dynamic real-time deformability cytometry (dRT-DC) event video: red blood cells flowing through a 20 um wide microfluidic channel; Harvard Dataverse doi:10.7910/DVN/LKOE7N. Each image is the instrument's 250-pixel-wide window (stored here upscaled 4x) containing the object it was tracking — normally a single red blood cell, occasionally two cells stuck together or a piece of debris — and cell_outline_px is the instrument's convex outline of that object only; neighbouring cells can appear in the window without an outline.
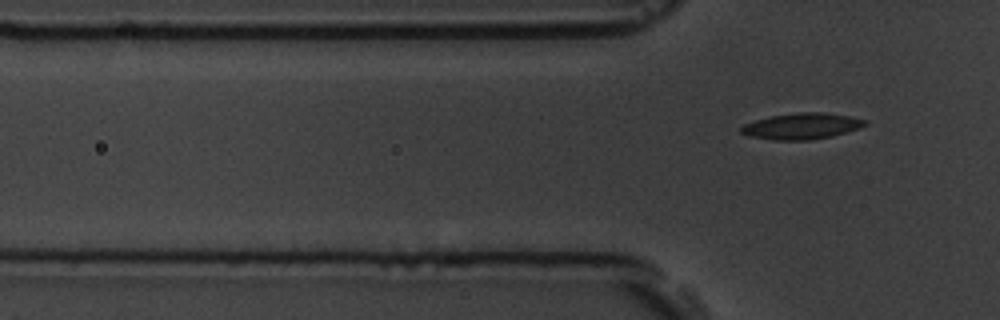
{"species": "common noctule bat (a hibernating species)", "species_latin": "Nyctalus noctula", "temperature_condition": "room temperature", "stored_images_in_passage": 7, "segment_of_instrument_passage": [2, 2], "camera_frame_rate_fps": 3000, "um_per_image_px": 0.085, "animal": {"sex": "male", "body_mass_g": 19.5, "forearm_length_mm": 54.6}, "frame": {"image": 1, "passage_image": 7, "time_ms": 6.667, "image_size_px": [1000, 320], "cell_outline_px": [[868, 124], [832, 136], [808, 140], [772, 140], [748, 136], [740, 132], [740, 128], [744, 124], [756, 120], [772, 116], [796, 112], [824, 112], [848, 116], [868, 120]], "centroid_in_image_um": [68.11, 10.72], "position_along_channel_um": 57.7, "area_um2": 18.73}}